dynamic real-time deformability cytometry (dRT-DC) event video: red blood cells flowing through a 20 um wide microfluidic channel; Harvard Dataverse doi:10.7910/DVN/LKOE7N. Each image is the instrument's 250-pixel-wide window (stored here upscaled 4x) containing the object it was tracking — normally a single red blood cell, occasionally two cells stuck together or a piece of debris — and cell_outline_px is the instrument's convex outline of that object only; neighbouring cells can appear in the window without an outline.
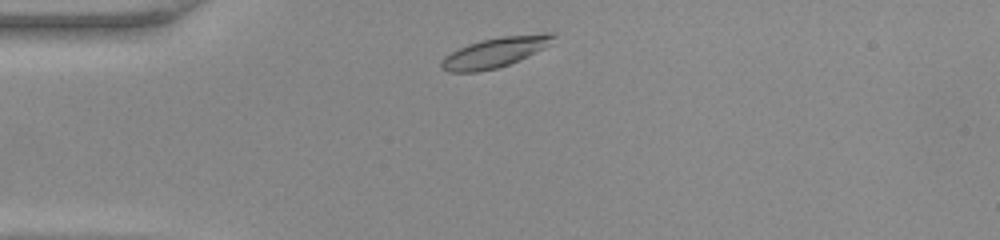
{"species": "common noctule bat (a hibernating species)", "species_latin": "Nyctalus noctula", "temperature_condition": "warm", "stored_images_in_passage": 37, "camera_frame_rate_fps": 3000, "um_per_image_px": 0.085, "animal": {"sex": "female", "body_mass_g": 22.0, "forearm_length_mm": 56.7}, "frame": {"image": 1, "passage_image": 1, "time_ms": 0.0, "image_size_px": [1000, 240], "cell_outline_px": [[548, 36], [516, 60], [492, 68], [468, 68], [452, 56], [456, 52], [464, 48], [488, 40], [520, 36]], "centroid_in_image_um": [42.2, 4.38], "position_along_channel_um": 42.8, "area_um2": 13.01}}
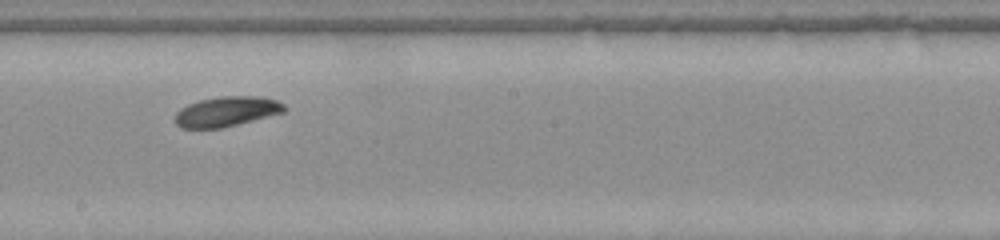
{"frame": {"image": 2, "passage_image": 16, "time_ms": 5.0, "image_size_px": [1000, 240], "cell_outline_px": [[284, 108], [272, 112], [244, 120], [228, 124], [208, 128], [192, 128], [180, 124], [176, 120], [180, 112], [196, 104], [212, 100], [268, 100], [280, 104]], "centroid_in_image_um": [19.09, 9.55], "position_along_channel_um": 229.1, "area_um2": 14.57}}
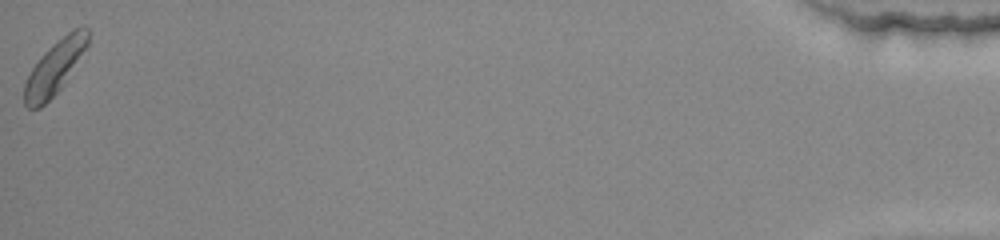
{"frame": {"image": 3, "passage_image": 37, "time_ms": 12.0, "image_size_px": [1000, 240], "cell_outline_px": [[84, 44], [52, 92], [36, 108], [24, 92], [28, 80], [36, 64], [52, 48]], "centroid_in_image_um": [4.23, 6.17], "position_along_channel_um": 431.0, "area_um2": 12.2}}